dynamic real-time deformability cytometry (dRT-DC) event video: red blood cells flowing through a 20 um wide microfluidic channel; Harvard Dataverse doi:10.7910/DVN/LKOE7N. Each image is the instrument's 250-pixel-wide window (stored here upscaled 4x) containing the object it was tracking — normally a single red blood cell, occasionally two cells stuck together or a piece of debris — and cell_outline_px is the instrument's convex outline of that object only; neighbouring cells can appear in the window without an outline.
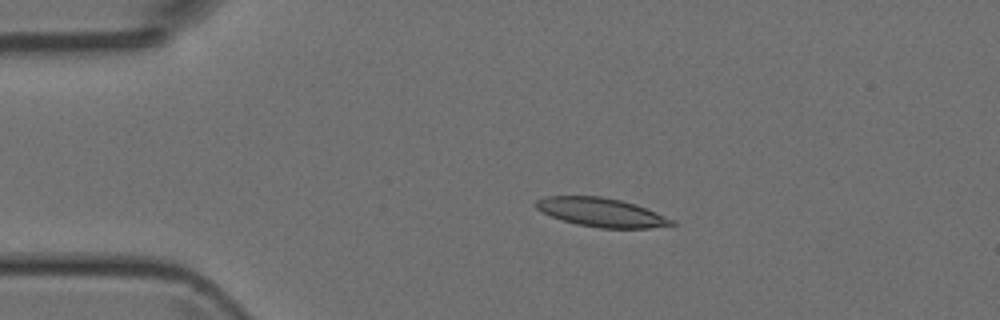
{"species": "Egyptian fruit bat (a non-hibernating species)", "species_latin": "Rousettus aegyptiacus", "temperature_condition": "room temperature", "stored_images_in_passage": 6, "camera_frame_rate_fps": 3000, "um_per_image_px": 0.085, "animal": {"sex": "female"}, "frame": {"image": 1, "passage_image": 3, "time_ms": 2.333, "image_size_px": [1000, 320], "cell_outline_px": [[676, 224], [648, 228], [600, 228], [576, 224], [560, 220], [540, 212], [536, 208], [536, 200], [544, 196], [600, 196], [620, 200], [636, 204], [676, 220]], "centroid_in_image_um": [51.09, 18.05], "position_along_channel_um": 33.9, "area_um2": 22.95}}
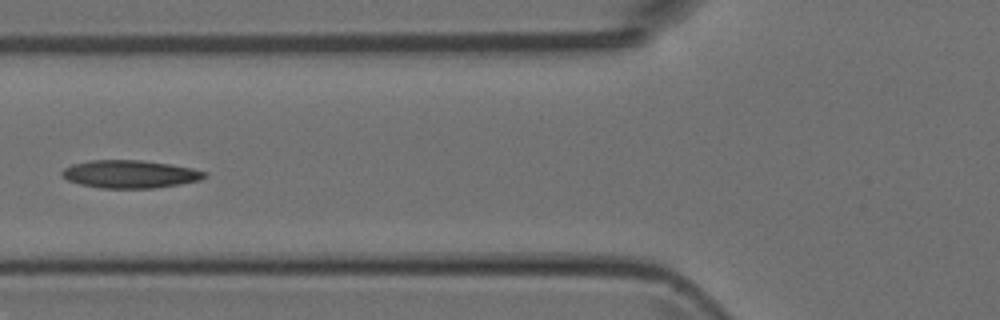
{"frame": {"image": 2, "passage_image": 5, "time_ms": 5.333, "image_size_px": [1000, 320], "cell_outline_px": [[208, 176], [200, 180], [180, 184], [152, 188], [100, 188], [80, 184], [68, 180], [60, 176], [60, 172], [64, 168], [72, 164], [88, 160], [140, 160], [168, 164], [192, 168], [208, 172]], "centroid_in_image_um": [11.03, 14.8], "position_along_channel_um": 114.8, "area_um2": 23.24}}
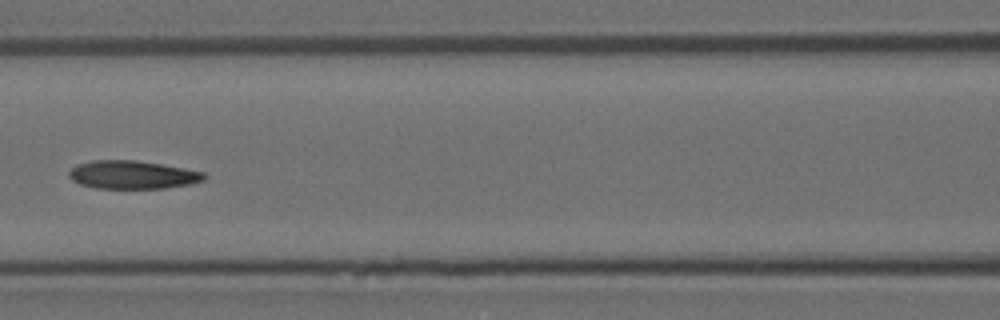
{"frame": {"image": 3, "passage_image": 6, "time_ms": 6.333, "image_size_px": [1000, 320], "cell_outline_px": [[208, 176], [204, 180], [188, 184], [164, 188], [96, 188], [80, 184], [72, 180], [68, 176], [68, 172], [76, 164], [92, 160], [136, 160], [184, 168], [204, 172]], "centroid_in_image_um": [11.24, 14.85], "position_along_channel_um": 155.4, "area_um2": 22.2}}